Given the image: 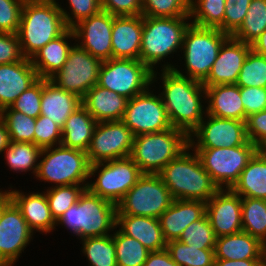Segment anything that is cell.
I'll return each mask as SVG.
<instances>
[{
    "mask_svg": "<svg viewBox=\"0 0 266 266\" xmlns=\"http://www.w3.org/2000/svg\"><path fill=\"white\" fill-rule=\"evenodd\" d=\"M12 201L20 209L29 229L50 232L57 222L53 218L46 194L32 193L24 195L19 191H9Z\"/></svg>",
    "mask_w": 266,
    "mask_h": 266,
    "instance_id": "29",
    "label": "cell"
},
{
    "mask_svg": "<svg viewBox=\"0 0 266 266\" xmlns=\"http://www.w3.org/2000/svg\"><path fill=\"white\" fill-rule=\"evenodd\" d=\"M83 253L91 266H117L115 244L112 235L85 238Z\"/></svg>",
    "mask_w": 266,
    "mask_h": 266,
    "instance_id": "39",
    "label": "cell"
},
{
    "mask_svg": "<svg viewBox=\"0 0 266 266\" xmlns=\"http://www.w3.org/2000/svg\"><path fill=\"white\" fill-rule=\"evenodd\" d=\"M251 49L266 57V29L262 32V34L256 38L252 43H251Z\"/></svg>",
    "mask_w": 266,
    "mask_h": 266,
    "instance_id": "56",
    "label": "cell"
},
{
    "mask_svg": "<svg viewBox=\"0 0 266 266\" xmlns=\"http://www.w3.org/2000/svg\"><path fill=\"white\" fill-rule=\"evenodd\" d=\"M266 29V0H251L244 21L232 35L236 40L251 44Z\"/></svg>",
    "mask_w": 266,
    "mask_h": 266,
    "instance_id": "36",
    "label": "cell"
},
{
    "mask_svg": "<svg viewBox=\"0 0 266 266\" xmlns=\"http://www.w3.org/2000/svg\"><path fill=\"white\" fill-rule=\"evenodd\" d=\"M142 31V15H113L112 58L139 60Z\"/></svg>",
    "mask_w": 266,
    "mask_h": 266,
    "instance_id": "22",
    "label": "cell"
},
{
    "mask_svg": "<svg viewBox=\"0 0 266 266\" xmlns=\"http://www.w3.org/2000/svg\"><path fill=\"white\" fill-rule=\"evenodd\" d=\"M189 146V137L176 128L134 136L130 158L143 174H158Z\"/></svg>",
    "mask_w": 266,
    "mask_h": 266,
    "instance_id": "5",
    "label": "cell"
},
{
    "mask_svg": "<svg viewBox=\"0 0 266 266\" xmlns=\"http://www.w3.org/2000/svg\"><path fill=\"white\" fill-rule=\"evenodd\" d=\"M102 62L78 44L74 45L69 50L62 68L49 80L57 87L82 99L89 89L98 84Z\"/></svg>",
    "mask_w": 266,
    "mask_h": 266,
    "instance_id": "13",
    "label": "cell"
},
{
    "mask_svg": "<svg viewBox=\"0 0 266 266\" xmlns=\"http://www.w3.org/2000/svg\"><path fill=\"white\" fill-rule=\"evenodd\" d=\"M10 142L34 143L36 119L7 107L0 111Z\"/></svg>",
    "mask_w": 266,
    "mask_h": 266,
    "instance_id": "38",
    "label": "cell"
},
{
    "mask_svg": "<svg viewBox=\"0 0 266 266\" xmlns=\"http://www.w3.org/2000/svg\"><path fill=\"white\" fill-rule=\"evenodd\" d=\"M190 16L146 17L143 16V31L139 60L152 72L153 66L166 56L182 48Z\"/></svg>",
    "mask_w": 266,
    "mask_h": 266,
    "instance_id": "6",
    "label": "cell"
},
{
    "mask_svg": "<svg viewBox=\"0 0 266 266\" xmlns=\"http://www.w3.org/2000/svg\"><path fill=\"white\" fill-rule=\"evenodd\" d=\"M259 149L249 140L232 148L194 149L203 168L217 186L231 189L239 179L248 161ZM223 185V186H222Z\"/></svg>",
    "mask_w": 266,
    "mask_h": 266,
    "instance_id": "11",
    "label": "cell"
},
{
    "mask_svg": "<svg viewBox=\"0 0 266 266\" xmlns=\"http://www.w3.org/2000/svg\"><path fill=\"white\" fill-rule=\"evenodd\" d=\"M101 166L96 182L88 183L87 189L116 205L143 175L136 163L127 157L92 164L89 176H93Z\"/></svg>",
    "mask_w": 266,
    "mask_h": 266,
    "instance_id": "12",
    "label": "cell"
},
{
    "mask_svg": "<svg viewBox=\"0 0 266 266\" xmlns=\"http://www.w3.org/2000/svg\"><path fill=\"white\" fill-rule=\"evenodd\" d=\"M127 101V98L98 84L89 89L81 99L82 105L97 123L122 120Z\"/></svg>",
    "mask_w": 266,
    "mask_h": 266,
    "instance_id": "26",
    "label": "cell"
},
{
    "mask_svg": "<svg viewBox=\"0 0 266 266\" xmlns=\"http://www.w3.org/2000/svg\"><path fill=\"white\" fill-rule=\"evenodd\" d=\"M251 50V44L229 36L222 44L204 86L235 84L243 63Z\"/></svg>",
    "mask_w": 266,
    "mask_h": 266,
    "instance_id": "20",
    "label": "cell"
},
{
    "mask_svg": "<svg viewBox=\"0 0 266 266\" xmlns=\"http://www.w3.org/2000/svg\"><path fill=\"white\" fill-rule=\"evenodd\" d=\"M101 8L114 16L142 14V0H100Z\"/></svg>",
    "mask_w": 266,
    "mask_h": 266,
    "instance_id": "53",
    "label": "cell"
},
{
    "mask_svg": "<svg viewBox=\"0 0 266 266\" xmlns=\"http://www.w3.org/2000/svg\"><path fill=\"white\" fill-rule=\"evenodd\" d=\"M41 98L42 78H38L27 90L23 91L10 107L17 112L36 119L40 116Z\"/></svg>",
    "mask_w": 266,
    "mask_h": 266,
    "instance_id": "45",
    "label": "cell"
},
{
    "mask_svg": "<svg viewBox=\"0 0 266 266\" xmlns=\"http://www.w3.org/2000/svg\"><path fill=\"white\" fill-rule=\"evenodd\" d=\"M205 98L210 99L206 108L207 115L218 118L246 121L240 87L236 84L205 86Z\"/></svg>",
    "mask_w": 266,
    "mask_h": 266,
    "instance_id": "27",
    "label": "cell"
},
{
    "mask_svg": "<svg viewBox=\"0 0 266 266\" xmlns=\"http://www.w3.org/2000/svg\"><path fill=\"white\" fill-rule=\"evenodd\" d=\"M235 84L239 87H266V57L251 49Z\"/></svg>",
    "mask_w": 266,
    "mask_h": 266,
    "instance_id": "41",
    "label": "cell"
},
{
    "mask_svg": "<svg viewBox=\"0 0 266 266\" xmlns=\"http://www.w3.org/2000/svg\"><path fill=\"white\" fill-rule=\"evenodd\" d=\"M116 204L91 193L87 188L76 204L56 221L64 224L81 239L109 235L116 227Z\"/></svg>",
    "mask_w": 266,
    "mask_h": 266,
    "instance_id": "4",
    "label": "cell"
},
{
    "mask_svg": "<svg viewBox=\"0 0 266 266\" xmlns=\"http://www.w3.org/2000/svg\"><path fill=\"white\" fill-rule=\"evenodd\" d=\"M81 105L80 97L57 87L49 79L42 78L40 115L63 128L68 117Z\"/></svg>",
    "mask_w": 266,
    "mask_h": 266,
    "instance_id": "25",
    "label": "cell"
},
{
    "mask_svg": "<svg viewBox=\"0 0 266 266\" xmlns=\"http://www.w3.org/2000/svg\"><path fill=\"white\" fill-rule=\"evenodd\" d=\"M72 37L75 38L74 31L72 28H68L62 35L47 43L30 58L39 78L50 79L62 68L69 50L72 48L66 39Z\"/></svg>",
    "mask_w": 266,
    "mask_h": 266,
    "instance_id": "30",
    "label": "cell"
},
{
    "mask_svg": "<svg viewBox=\"0 0 266 266\" xmlns=\"http://www.w3.org/2000/svg\"><path fill=\"white\" fill-rule=\"evenodd\" d=\"M38 78L28 58L0 65V111L10 107Z\"/></svg>",
    "mask_w": 266,
    "mask_h": 266,
    "instance_id": "21",
    "label": "cell"
},
{
    "mask_svg": "<svg viewBox=\"0 0 266 266\" xmlns=\"http://www.w3.org/2000/svg\"><path fill=\"white\" fill-rule=\"evenodd\" d=\"M224 33L232 36L242 25L251 0H226Z\"/></svg>",
    "mask_w": 266,
    "mask_h": 266,
    "instance_id": "48",
    "label": "cell"
},
{
    "mask_svg": "<svg viewBox=\"0 0 266 266\" xmlns=\"http://www.w3.org/2000/svg\"><path fill=\"white\" fill-rule=\"evenodd\" d=\"M215 247H194L179 240L167 242L166 250L178 266H214Z\"/></svg>",
    "mask_w": 266,
    "mask_h": 266,
    "instance_id": "34",
    "label": "cell"
},
{
    "mask_svg": "<svg viewBox=\"0 0 266 266\" xmlns=\"http://www.w3.org/2000/svg\"><path fill=\"white\" fill-rule=\"evenodd\" d=\"M225 191L220 189L206 202V215L216 237L242 231L241 196L231 189Z\"/></svg>",
    "mask_w": 266,
    "mask_h": 266,
    "instance_id": "19",
    "label": "cell"
},
{
    "mask_svg": "<svg viewBox=\"0 0 266 266\" xmlns=\"http://www.w3.org/2000/svg\"><path fill=\"white\" fill-rule=\"evenodd\" d=\"M205 213V202L174 199L170 207L159 217L165 241L179 240L185 228Z\"/></svg>",
    "mask_w": 266,
    "mask_h": 266,
    "instance_id": "23",
    "label": "cell"
},
{
    "mask_svg": "<svg viewBox=\"0 0 266 266\" xmlns=\"http://www.w3.org/2000/svg\"><path fill=\"white\" fill-rule=\"evenodd\" d=\"M164 66L161 76L164 90L160 96L169 121L173 128L192 137L191 133L204 120L200 96L201 93L206 94L205 86L200 81L186 77L170 64Z\"/></svg>",
    "mask_w": 266,
    "mask_h": 266,
    "instance_id": "1",
    "label": "cell"
},
{
    "mask_svg": "<svg viewBox=\"0 0 266 266\" xmlns=\"http://www.w3.org/2000/svg\"><path fill=\"white\" fill-rule=\"evenodd\" d=\"M6 150V161L11 170L28 171L33 169L37 173V159L41 157L42 148L34 143L10 142Z\"/></svg>",
    "mask_w": 266,
    "mask_h": 266,
    "instance_id": "40",
    "label": "cell"
},
{
    "mask_svg": "<svg viewBox=\"0 0 266 266\" xmlns=\"http://www.w3.org/2000/svg\"><path fill=\"white\" fill-rule=\"evenodd\" d=\"M191 0H142V16L182 17L190 16Z\"/></svg>",
    "mask_w": 266,
    "mask_h": 266,
    "instance_id": "43",
    "label": "cell"
},
{
    "mask_svg": "<svg viewBox=\"0 0 266 266\" xmlns=\"http://www.w3.org/2000/svg\"><path fill=\"white\" fill-rule=\"evenodd\" d=\"M242 231L266 245V200L241 197Z\"/></svg>",
    "mask_w": 266,
    "mask_h": 266,
    "instance_id": "33",
    "label": "cell"
},
{
    "mask_svg": "<svg viewBox=\"0 0 266 266\" xmlns=\"http://www.w3.org/2000/svg\"><path fill=\"white\" fill-rule=\"evenodd\" d=\"M10 139L3 119L0 117V152L5 151L9 146Z\"/></svg>",
    "mask_w": 266,
    "mask_h": 266,
    "instance_id": "57",
    "label": "cell"
},
{
    "mask_svg": "<svg viewBox=\"0 0 266 266\" xmlns=\"http://www.w3.org/2000/svg\"><path fill=\"white\" fill-rule=\"evenodd\" d=\"M96 125V120L87 109L83 105L79 106L62 128L61 145L86 152Z\"/></svg>",
    "mask_w": 266,
    "mask_h": 266,
    "instance_id": "32",
    "label": "cell"
},
{
    "mask_svg": "<svg viewBox=\"0 0 266 266\" xmlns=\"http://www.w3.org/2000/svg\"><path fill=\"white\" fill-rule=\"evenodd\" d=\"M134 135L122 120L97 123L87 158L90 165L130 157Z\"/></svg>",
    "mask_w": 266,
    "mask_h": 266,
    "instance_id": "14",
    "label": "cell"
},
{
    "mask_svg": "<svg viewBox=\"0 0 266 266\" xmlns=\"http://www.w3.org/2000/svg\"><path fill=\"white\" fill-rule=\"evenodd\" d=\"M189 146L159 173L173 199L207 202L220 188L205 171L198 155Z\"/></svg>",
    "mask_w": 266,
    "mask_h": 266,
    "instance_id": "3",
    "label": "cell"
},
{
    "mask_svg": "<svg viewBox=\"0 0 266 266\" xmlns=\"http://www.w3.org/2000/svg\"><path fill=\"white\" fill-rule=\"evenodd\" d=\"M25 0H0V32L17 33Z\"/></svg>",
    "mask_w": 266,
    "mask_h": 266,
    "instance_id": "47",
    "label": "cell"
},
{
    "mask_svg": "<svg viewBox=\"0 0 266 266\" xmlns=\"http://www.w3.org/2000/svg\"><path fill=\"white\" fill-rule=\"evenodd\" d=\"M52 148H42L41 156L45 153L46 156L38 163L35 176L54 182L56 186L81 185L90 178V163L85 151L63 145Z\"/></svg>",
    "mask_w": 266,
    "mask_h": 266,
    "instance_id": "8",
    "label": "cell"
},
{
    "mask_svg": "<svg viewBox=\"0 0 266 266\" xmlns=\"http://www.w3.org/2000/svg\"><path fill=\"white\" fill-rule=\"evenodd\" d=\"M208 121H201L192 132L198 140L189 137V147L194 149L232 148L247 141L246 121L224 119L207 115ZM205 122V123H204Z\"/></svg>",
    "mask_w": 266,
    "mask_h": 266,
    "instance_id": "16",
    "label": "cell"
},
{
    "mask_svg": "<svg viewBox=\"0 0 266 266\" xmlns=\"http://www.w3.org/2000/svg\"><path fill=\"white\" fill-rule=\"evenodd\" d=\"M72 9L73 18L61 8L65 24L68 28H72L76 23L99 13L101 8L100 0H69ZM76 19L75 21L73 19Z\"/></svg>",
    "mask_w": 266,
    "mask_h": 266,
    "instance_id": "49",
    "label": "cell"
},
{
    "mask_svg": "<svg viewBox=\"0 0 266 266\" xmlns=\"http://www.w3.org/2000/svg\"><path fill=\"white\" fill-rule=\"evenodd\" d=\"M88 183L83 185L55 186L46 192L49 208L55 221H57L63 213L76 204L80 195L87 188Z\"/></svg>",
    "mask_w": 266,
    "mask_h": 266,
    "instance_id": "42",
    "label": "cell"
},
{
    "mask_svg": "<svg viewBox=\"0 0 266 266\" xmlns=\"http://www.w3.org/2000/svg\"><path fill=\"white\" fill-rule=\"evenodd\" d=\"M214 266H266V259H246V260L215 259Z\"/></svg>",
    "mask_w": 266,
    "mask_h": 266,
    "instance_id": "55",
    "label": "cell"
},
{
    "mask_svg": "<svg viewBox=\"0 0 266 266\" xmlns=\"http://www.w3.org/2000/svg\"><path fill=\"white\" fill-rule=\"evenodd\" d=\"M12 201L11 196L9 194V192H4L2 193V191L0 192V217L2 215V212L4 210V208Z\"/></svg>",
    "mask_w": 266,
    "mask_h": 266,
    "instance_id": "58",
    "label": "cell"
},
{
    "mask_svg": "<svg viewBox=\"0 0 266 266\" xmlns=\"http://www.w3.org/2000/svg\"><path fill=\"white\" fill-rule=\"evenodd\" d=\"M173 200L158 174H143L117 203L116 214L159 218Z\"/></svg>",
    "mask_w": 266,
    "mask_h": 266,
    "instance_id": "10",
    "label": "cell"
},
{
    "mask_svg": "<svg viewBox=\"0 0 266 266\" xmlns=\"http://www.w3.org/2000/svg\"><path fill=\"white\" fill-rule=\"evenodd\" d=\"M67 29L61 7L55 0H25L16 33L23 57L30 59Z\"/></svg>",
    "mask_w": 266,
    "mask_h": 266,
    "instance_id": "2",
    "label": "cell"
},
{
    "mask_svg": "<svg viewBox=\"0 0 266 266\" xmlns=\"http://www.w3.org/2000/svg\"><path fill=\"white\" fill-rule=\"evenodd\" d=\"M32 234L20 209L11 201L0 217V266H12Z\"/></svg>",
    "mask_w": 266,
    "mask_h": 266,
    "instance_id": "17",
    "label": "cell"
},
{
    "mask_svg": "<svg viewBox=\"0 0 266 266\" xmlns=\"http://www.w3.org/2000/svg\"><path fill=\"white\" fill-rule=\"evenodd\" d=\"M122 121L134 136L172 128L161 96L148 89L127 101Z\"/></svg>",
    "mask_w": 266,
    "mask_h": 266,
    "instance_id": "15",
    "label": "cell"
},
{
    "mask_svg": "<svg viewBox=\"0 0 266 266\" xmlns=\"http://www.w3.org/2000/svg\"><path fill=\"white\" fill-rule=\"evenodd\" d=\"M123 234L135 238L149 251L166 249L167 242L163 236L159 218L116 214V226Z\"/></svg>",
    "mask_w": 266,
    "mask_h": 266,
    "instance_id": "24",
    "label": "cell"
},
{
    "mask_svg": "<svg viewBox=\"0 0 266 266\" xmlns=\"http://www.w3.org/2000/svg\"><path fill=\"white\" fill-rule=\"evenodd\" d=\"M216 235L206 213L185 228L179 241L194 247H215Z\"/></svg>",
    "mask_w": 266,
    "mask_h": 266,
    "instance_id": "44",
    "label": "cell"
},
{
    "mask_svg": "<svg viewBox=\"0 0 266 266\" xmlns=\"http://www.w3.org/2000/svg\"><path fill=\"white\" fill-rule=\"evenodd\" d=\"M246 134L248 140L259 150L266 149V110L247 117Z\"/></svg>",
    "mask_w": 266,
    "mask_h": 266,
    "instance_id": "50",
    "label": "cell"
},
{
    "mask_svg": "<svg viewBox=\"0 0 266 266\" xmlns=\"http://www.w3.org/2000/svg\"><path fill=\"white\" fill-rule=\"evenodd\" d=\"M155 77L140 60L111 58L102 62L98 85L129 100L149 89Z\"/></svg>",
    "mask_w": 266,
    "mask_h": 266,
    "instance_id": "9",
    "label": "cell"
},
{
    "mask_svg": "<svg viewBox=\"0 0 266 266\" xmlns=\"http://www.w3.org/2000/svg\"><path fill=\"white\" fill-rule=\"evenodd\" d=\"M113 15L101 10L99 13L76 23L72 29L75 38H81L79 47L102 61L112 58Z\"/></svg>",
    "mask_w": 266,
    "mask_h": 266,
    "instance_id": "18",
    "label": "cell"
},
{
    "mask_svg": "<svg viewBox=\"0 0 266 266\" xmlns=\"http://www.w3.org/2000/svg\"><path fill=\"white\" fill-rule=\"evenodd\" d=\"M214 254L215 259H266V245L247 232L240 231L217 237Z\"/></svg>",
    "mask_w": 266,
    "mask_h": 266,
    "instance_id": "28",
    "label": "cell"
},
{
    "mask_svg": "<svg viewBox=\"0 0 266 266\" xmlns=\"http://www.w3.org/2000/svg\"><path fill=\"white\" fill-rule=\"evenodd\" d=\"M241 197L266 200V151L258 150L231 188Z\"/></svg>",
    "mask_w": 266,
    "mask_h": 266,
    "instance_id": "31",
    "label": "cell"
},
{
    "mask_svg": "<svg viewBox=\"0 0 266 266\" xmlns=\"http://www.w3.org/2000/svg\"><path fill=\"white\" fill-rule=\"evenodd\" d=\"M112 236L117 266H144V262L151 251L138 240L123 234L120 230H117Z\"/></svg>",
    "mask_w": 266,
    "mask_h": 266,
    "instance_id": "37",
    "label": "cell"
},
{
    "mask_svg": "<svg viewBox=\"0 0 266 266\" xmlns=\"http://www.w3.org/2000/svg\"><path fill=\"white\" fill-rule=\"evenodd\" d=\"M35 127V145L40 148L54 147V145L58 143V145H61L62 128L55 124L54 121H51L46 116L40 115L36 118Z\"/></svg>",
    "mask_w": 266,
    "mask_h": 266,
    "instance_id": "46",
    "label": "cell"
},
{
    "mask_svg": "<svg viewBox=\"0 0 266 266\" xmlns=\"http://www.w3.org/2000/svg\"><path fill=\"white\" fill-rule=\"evenodd\" d=\"M144 266H178L171 258L169 252L164 249L149 253Z\"/></svg>",
    "mask_w": 266,
    "mask_h": 266,
    "instance_id": "54",
    "label": "cell"
},
{
    "mask_svg": "<svg viewBox=\"0 0 266 266\" xmlns=\"http://www.w3.org/2000/svg\"><path fill=\"white\" fill-rule=\"evenodd\" d=\"M226 0H191L190 17L192 24L199 27L218 28L224 32V12Z\"/></svg>",
    "mask_w": 266,
    "mask_h": 266,
    "instance_id": "35",
    "label": "cell"
},
{
    "mask_svg": "<svg viewBox=\"0 0 266 266\" xmlns=\"http://www.w3.org/2000/svg\"><path fill=\"white\" fill-rule=\"evenodd\" d=\"M23 58L17 34L0 32V65L15 63Z\"/></svg>",
    "mask_w": 266,
    "mask_h": 266,
    "instance_id": "52",
    "label": "cell"
},
{
    "mask_svg": "<svg viewBox=\"0 0 266 266\" xmlns=\"http://www.w3.org/2000/svg\"><path fill=\"white\" fill-rule=\"evenodd\" d=\"M228 37V34L218 28L199 27L190 23L182 43L188 74L186 76L203 82Z\"/></svg>",
    "mask_w": 266,
    "mask_h": 266,
    "instance_id": "7",
    "label": "cell"
},
{
    "mask_svg": "<svg viewBox=\"0 0 266 266\" xmlns=\"http://www.w3.org/2000/svg\"><path fill=\"white\" fill-rule=\"evenodd\" d=\"M240 96L247 117L266 110V87H240Z\"/></svg>",
    "mask_w": 266,
    "mask_h": 266,
    "instance_id": "51",
    "label": "cell"
}]
</instances>
